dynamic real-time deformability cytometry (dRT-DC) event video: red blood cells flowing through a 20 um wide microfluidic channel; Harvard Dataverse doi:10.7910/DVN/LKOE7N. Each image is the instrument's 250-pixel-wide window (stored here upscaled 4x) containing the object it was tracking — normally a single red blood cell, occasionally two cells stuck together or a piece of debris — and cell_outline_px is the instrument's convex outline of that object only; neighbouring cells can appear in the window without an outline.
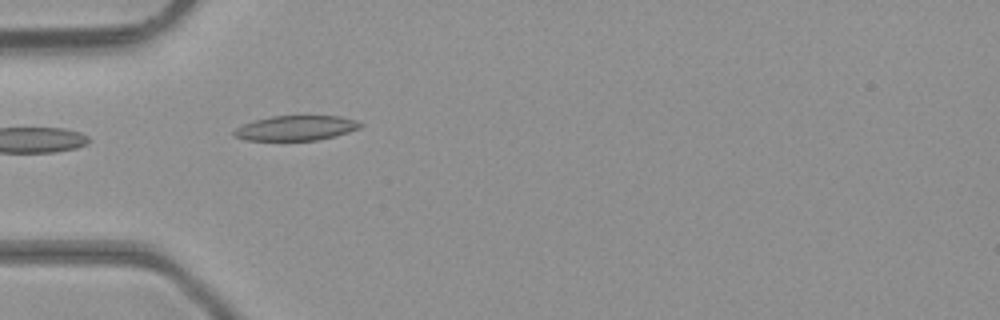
{"species": "common noctule bat (a hibernating species)", "species_latin": "Nyctalus noctula", "temperature_condition": "room temperature", "stored_images_in_passage": 6, "camera_frame_rate_fps": 3000, "um_per_image_px": 0.085, "animal": {"sex": "male", "body_mass_g": 23.1, "forearm_length_mm": 52.7}, "frame": {"image": 1, "passage_image": 4, "time_ms": 1.0, "image_size_px": [1000, 320], "cell_outline_px": [[364, 124], [360, 128], [336, 136], [316, 140], [244, 140], [232, 136], [232, 132], [236, 128], [244, 124], [256, 120], [272, 116], [340, 116], [356, 120]], "centroid_in_image_um": [25.16, 10.89], "position_along_channel_um": 59.8, "area_um2": 18.32}}
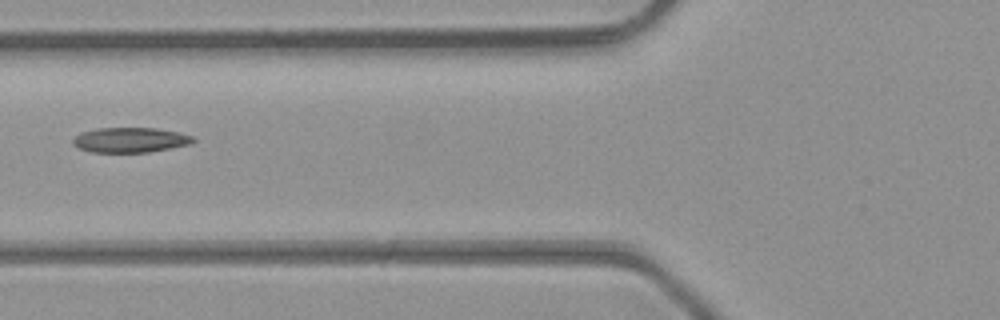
{"frame": {"image": 2, "passage_image": 5, "time_ms": 1.333, "image_size_px": [1000, 320], "cell_outline_px": [[196, 140], [192, 144], [148, 152], [92, 152], [76, 148], [72, 144], [72, 140], [80, 132], [96, 128], [156, 128], [176, 132], [192, 136]], "centroid_in_image_um": [11.03, 11.9], "position_along_channel_um": 114.8, "area_um2": 17.57}}
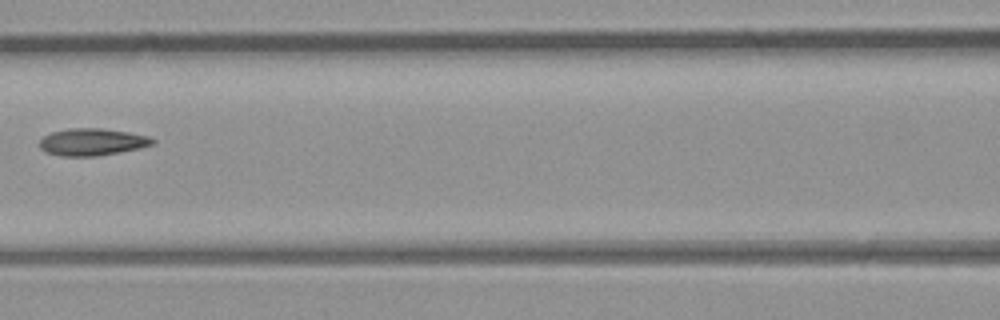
{"frame": {"image": 3, "passage_image": 6, "time_ms": 1.667, "image_size_px": [1000, 320], "cell_outline_px": [[156, 140], [152, 144], [140, 148], [120, 152], [96, 156], [60, 156], [44, 152], [40, 148], [40, 140], [44, 136], [52, 132], [68, 128], [100, 128], [128, 132], [148, 136]], "centroid_in_image_um": [7.81, 12.07], "position_along_channel_um": 158.8, "area_um2": 17.86}}